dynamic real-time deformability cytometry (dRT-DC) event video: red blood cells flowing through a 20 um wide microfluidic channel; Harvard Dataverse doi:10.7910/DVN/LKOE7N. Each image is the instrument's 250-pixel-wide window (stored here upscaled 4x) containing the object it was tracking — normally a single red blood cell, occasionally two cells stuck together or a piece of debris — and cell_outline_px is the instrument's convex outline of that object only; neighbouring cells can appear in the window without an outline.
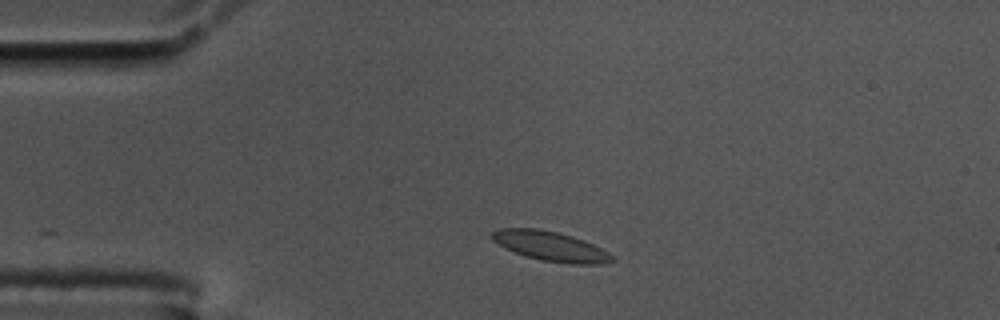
{"species": "common noctule bat (a hibernating species)", "species_latin": "Nyctalus noctula", "temperature_condition": "cold", "stored_images_in_passage": 47, "segment_of_instrument_passage": [1, 2], "camera_frame_rate_fps": 3000, "um_per_image_px": 0.085, "animal": {"sex": "male", "body_mass_g": 17.5, "forearm_length_mm": 52.3}, "frame": {"image": 1, "passage_image": 1, "time_ms": 0.0, "image_size_px": [1000, 320], "cell_outline_px": [[616, 260], [600, 264], [568, 264], [540, 260], [524, 256], [504, 248], [492, 240], [492, 232], [500, 228], [536, 228], [556, 232], [572, 236], [584, 240], [608, 252]], "centroid_in_image_um": [46.78, 20.94], "position_along_channel_um": 38.2, "area_um2": 20.75}}
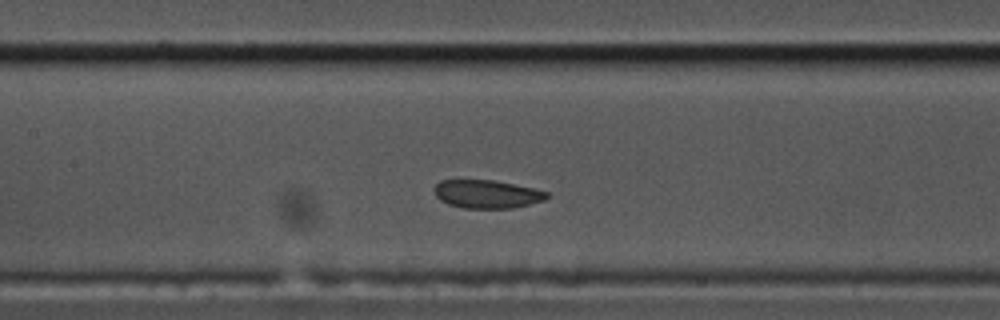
{"frame": {"image": 2, "passage_image": 15, "time_ms": 4.667, "image_size_px": [1000, 320], "cell_outline_px": [[548, 196], [544, 200], [512, 208], [464, 208], [448, 204], [440, 200], [436, 196], [432, 188], [440, 180], [496, 180], [536, 188], [548, 192]], "centroid_in_image_um": [41.37, 16.48], "position_along_channel_um": 166.0, "area_um2": 18.67}}
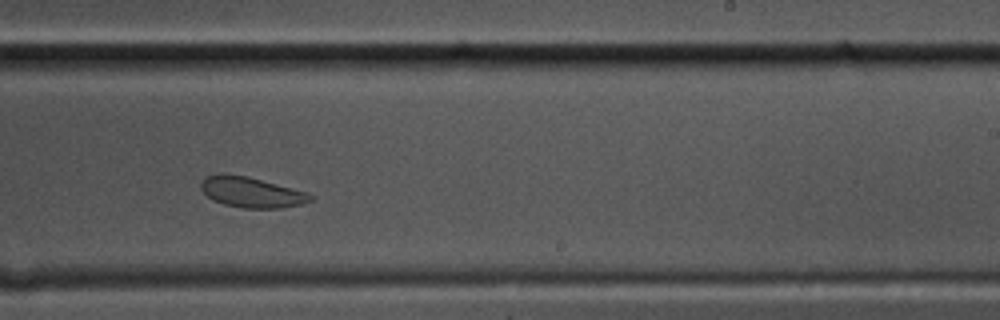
{"frame": {"image": 3, "passage_image": 24, "time_ms": 7.667, "image_size_px": [1000, 320], "cell_outline_px": [[312, 200], [300, 204], [280, 208], [244, 208], [224, 204], [212, 200], [200, 188], [200, 184], [204, 176], [248, 176], [308, 192], [312, 196]], "centroid_in_image_um": [21.4, 16.36], "position_along_channel_um": 267.6, "area_um2": 18.96}}